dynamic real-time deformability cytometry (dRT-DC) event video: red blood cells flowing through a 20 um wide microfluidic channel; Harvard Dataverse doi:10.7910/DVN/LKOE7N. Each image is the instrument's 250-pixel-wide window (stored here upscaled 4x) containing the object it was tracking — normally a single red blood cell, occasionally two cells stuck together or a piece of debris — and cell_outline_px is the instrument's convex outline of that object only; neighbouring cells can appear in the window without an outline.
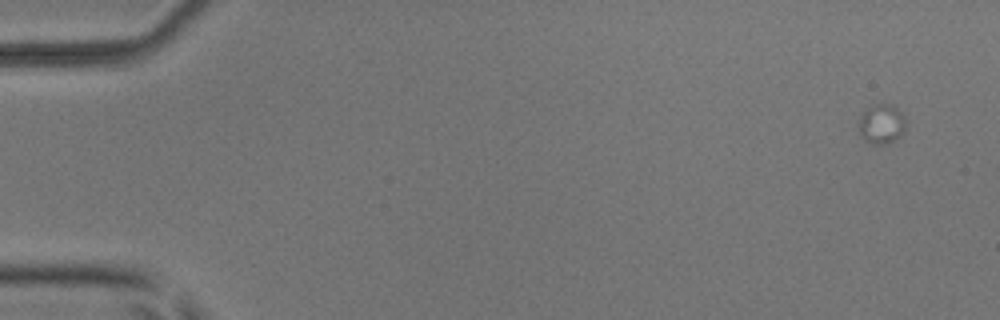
{"species": "common noctule bat (a hibernating species)", "species_latin": "Nyctalus noctula", "temperature_condition": "room temperature", "stored_images_in_passage": 3, "camera_frame_rate_fps": 3000, "um_per_image_px": 0.085, "animal": {"sex": "male", "body_mass_g": 17.9, "forearm_length_mm": 54.2}, "frame": {"image": 1, "passage_image": 1, "time_ms": 0.0, "image_size_px": [1000, 320], "cell_outline_px": [[904, 132], [900, 136], [888, 144], [872, 144], [860, 132], [860, 116], [872, 104], [892, 104], [904, 116]], "centroid_in_image_um": [74.96, 10.52], "position_along_channel_um": 10.0, "area_um2": 10.52}}